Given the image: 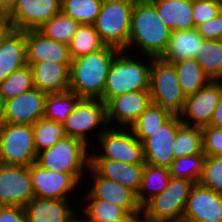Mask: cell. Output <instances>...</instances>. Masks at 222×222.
I'll return each mask as SVG.
<instances>
[{
  "mask_svg": "<svg viewBox=\"0 0 222 222\" xmlns=\"http://www.w3.org/2000/svg\"><path fill=\"white\" fill-rule=\"evenodd\" d=\"M143 212L129 213L125 218L119 220L118 222H142L144 217L140 218Z\"/></svg>",
  "mask_w": 222,
  "mask_h": 222,
  "instance_id": "47",
  "label": "cell"
},
{
  "mask_svg": "<svg viewBox=\"0 0 222 222\" xmlns=\"http://www.w3.org/2000/svg\"><path fill=\"white\" fill-rule=\"evenodd\" d=\"M198 183L222 194V158L220 156H206L203 172Z\"/></svg>",
  "mask_w": 222,
  "mask_h": 222,
  "instance_id": "40",
  "label": "cell"
},
{
  "mask_svg": "<svg viewBox=\"0 0 222 222\" xmlns=\"http://www.w3.org/2000/svg\"><path fill=\"white\" fill-rule=\"evenodd\" d=\"M81 99L70 90L47 94L43 118L64 124Z\"/></svg>",
  "mask_w": 222,
  "mask_h": 222,
  "instance_id": "29",
  "label": "cell"
},
{
  "mask_svg": "<svg viewBox=\"0 0 222 222\" xmlns=\"http://www.w3.org/2000/svg\"><path fill=\"white\" fill-rule=\"evenodd\" d=\"M157 15L171 31L195 28L193 21V0H150Z\"/></svg>",
  "mask_w": 222,
  "mask_h": 222,
  "instance_id": "25",
  "label": "cell"
},
{
  "mask_svg": "<svg viewBox=\"0 0 222 222\" xmlns=\"http://www.w3.org/2000/svg\"><path fill=\"white\" fill-rule=\"evenodd\" d=\"M34 143L37 153L51 148L66 137L63 124L46 118L33 124Z\"/></svg>",
  "mask_w": 222,
  "mask_h": 222,
  "instance_id": "38",
  "label": "cell"
},
{
  "mask_svg": "<svg viewBox=\"0 0 222 222\" xmlns=\"http://www.w3.org/2000/svg\"><path fill=\"white\" fill-rule=\"evenodd\" d=\"M101 125L108 127L106 104L100 99H81L63 124L66 137L80 139L88 145V133Z\"/></svg>",
  "mask_w": 222,
  "mask_h": 222,
  "instance_id": "10",
  "label": "cell"
},
{
  "mask_svg": "<svg viewBox=\"0 0 222 222\" xmlns=\"http://www.w3.org/2000/svg\"><path fill=\"white\" fill-rule=\"evenodd\" d=\"M5 105L6 100L0 93V127L5 123Z\"/></svg>",
  "mask_w": 222,
  "mask_h": 222,
  "instance_id": "49",
  "label": "cell"
},
{
  "mask_svg": "<svg viewBox=\"0 0 222 222\" xmlns=\"http://www.w3.org/2000/svg\"><path fill=\"white\" fill-rule=\"evenodd\" d=\"M0 222H27L24 208L17 206H0Z\"/></svg>",
  "mask_w": 222,
  "mask_h": 222,
  "instance_id": "44",
  "label": "cell"
},
{
  "mask_svg": "<svg viewBox=\"0 0 222 222\" xmlns=\"http://www.w3.org/2000/svg\"><path fill=\"white\" fill-rule=\"evenodd\" d=\"M211 81H222V43L204 40L194 58Z\"/></svg>",
  "mask_w": 222,
  "mask_h": 222,
  "instance_id": "31",
  "label": "cell"
},
{
  "mask_svg": "<svg viewBox=\"0 0 222 222\" xmlns=\"http://www.w3.org/2000/svg\"><path fill=\"white\" fill-rule=\"evenodd\" d=\"M151 103L150 90L132 91L113 97L106 103L107 123L112 127L115 120L120 127L129 128Z\"/></svg>",
  "mask_w": 222,
  "mask_h": 222,
  "instance_id": "17",
  "label": "cell"
},
{
  "mask_svg": "<svg viewBox=\"0 0 222 222\" xmlns=\"http://www.w3.org/2000/svg\"><path fill=\"white\" fill-rule=\"evenodd\" d=\"M90 167L99 176L120 183L136 194L140 188L144 164H128L110 159H90Z\"/></svg>",
  "mask_w": 222,
  "mask_h": 222,
  "instance_id": "21",
  "label": "cell"
},
{
  "mask_svg": "<svg viewBox=\"0 0 222 222\" xmlns=\"http://www.w3.org/2000/svg\"><path fill=\"white\" fill-rule=\"evenodd\" d=\"M33 88V73L29 64L19 68L0 83V93L5 100L14 98Z\"/></svg>",
  "mask_w": 222,
  "mask_h": 222,
  "instance_id": "39",
  "label": "cell"
},
{
  "mask_svg": "<svg viewBox=\"0 0 222 222\" xmlns=\"http://www.w3.org/2000/svg\"><path fill=\"white\" fill-rule=\"evenodd\" d=\"M61 5V0H17L8 16L15 30H37L61 12Z\"/></svg>",
  "mask_w": 222,
  "mask_h": 222,
  "instance_id": "14",
  "label": "cell"
},
{
  "mask_svg": "<svg viewBox=\"0 0 222 222\" xmlns=\"http://www.w3.org/2000/svg\"><path fill=\"white\" fill-rule=\"evenodd\" d=\"M86 200L83 212L87 218H79V222H118L128 215L122 207L110 202L95 197H86Z\"/></svg>",
  "mask_w": 222,
  "mask_h": 222,
  "instance_id": "32",
  "label": "cell"
},
{
  "mask_svg": "<svg viewBox=\"0 0 222 222\" xmlns=\"http://www.w3.org/2000/svg\"><path fill=\"white\" fill-rule=\"evenodd\" d=\"M121 50L115 56L108 70L102 101L106 104L111 98L127 92L150 89V65L137 61ZM142 62V63H141Z\"/></svg>",
  "mask_w": 222,
  "mask_h": 222,
  "instance_id": "3",
  "label": "cell"
},
{
  "mask_svg": "<svg viewBox=\"0 0 222 222\" xmlns=\"http://www.w3.org/2000/svg\"><path fill=\"white\" fill-rule=\"evenodd\" d=\"M13 26L8 15H0V41H2L11 31Z\"/></svg>",
  "mask_w": 222,
  "mask_h": 222,
  "instance_id": "45",
  "label": "cell"
},
{
  "mask_svg": "<svg viewBox=\"0 0 222 222\" xmlns=\"http://www.w3.org/2000/svg\"><path fill=\"white\" fill-rule=\"evenodd\" d=\"M17 0H0L1 8L8 14L16 4Z\"/></svg>",
  "mask_w": 222,
  "mask_h": 222,
  "instance_id": "48",
  "label": "cell"
},
{
  "mask_svg": "<svg viewBox=\"0 0 222 222\" xmlns=\"http://www.w3.org/2000/svg\"><path fill=\"white\" fill-rule=\"evenodd\" d=\"M67 200L32 198L24 208L27 222H79Z\"/></svg>",
  "mask_w": 222,
  "mask_h": 222,
  "instance_id": "22",
  "label": "cell"
},
{
  "mask_svg": "<svg viewBox=\"0 0 222 222\" xmlns=\"http://www.w3.org/2000/svg\"><path fill=\"white\" fill-rule=\"evenodd\" d=\"M170 63H172L176 69L182 93L186 97L197 93L211 81L193 58Z\"/></svg>",
  "mask_w": 222,
  "mask_h": 222,
  "instance_id": "27",
  "label": "cell"
},
{
  "mask_svg": "<svg viewBox=\"0 0 222 222\" xmlns=\"http://www.w3.org/2000/svg\"><path fill=\"white\" fill-rule=\"evenodd\" d=\"M33 73L34 88L46 93H60L69 90L71 64L55 62L27 63Z\"/></svg>",
  "mask_w": 222,
  "mask_h": 222,
  "instance_id": "23",
  "label": "cell"
},
{
  "mask_svg": "<svg viewBox=\"0 0 222 222\" xmlns=\"http://www.w3.org/2000/svg\"><path fill=\"white\" fill-rule=\"evenodd\" d=\"M206 154L186 155L174 159L169 167L170 177L198 183L203 172Z\"/></svg>",
  "mask_w": 222,
  "mask_h": 222,
  "instance_id": "37",
  "label": "cell"
},
{
  "mask_svg": "<svg viewBox=\"0 0 222 222\" xmlns=\"http://www.w3.org/2000/svg\"><path fill=\"white\" fill-rule=\"evenodd\" d=\"M201 129L203 152L207 156L222 155V128L205 126Z\"/></svg>",
  "mask_w": 222,
  "mask_h": 222,
  "instance_id": "41",
  "label": "cell"
},
{
  "mask_svg": "<svg viewBox=\"0 0 222 222\" xmlns=\"http://www.w3.org/2000/svg\"><path fill=\"white\" fill-rule=\"evenodd\" d=\"M169 180V168L152 166L145 163L141 185L136 194L138 203L143 206L152 197L163 192ZM145 192L148 194L146 195Z\"/></svg>",
  "mask_w": 222,
  "mask_h": 222,
  "instance_id": "28",
  "label": "cell"
},
{
  "mask_svg": "<svg viewBox=\"0 0 222 222\" xmlns=\"http://www.w3.org/2000/svg\"><path fill=\"white\" fill-rule=\"evenodd\" d=\"M174 158L196 155L203 152L202 129L182 125L178 130L172 148Z\"/></svg>",
  "mask_w": 222,
  "mask_h": 222,
  "instance_id": "35",
  "label": "cell"
},
{
  "mask_svg": "<svg viewBox=\"0 0 222 222\" xmlns=\"http://www.w3.org/2000/svg\"><path fill=\"white\" fill-rule=\"evenodd\" d=\"M135 0H103L94 28L105 45L125 50Z\"/></svg>",
  "mask_w": 222,
  "mask_h": 222,
  "instance_id": "5",
  "label": "cell"
},
{
  "mask_svg": "<svg viewBox=\"0 0 222 222\" xmlns=\"http://www.w3.org/2000/svg\"><path fill=\"white\" fill-rule=\"evenodd\" d=\"M108 126L99 132V144L103 152L91 153L90 159H110L128 164H145L143 144L134 136L130 128L113 129ZM129 130V131H128ZM96 153V155H95Z\"/></svg>",
  "mask_w": 222,
  "mask_h": 222,
  "instance_id": "9",
  "label": "cell"
},
{
  "mask_svg": "<svg viewBox=\"0 0 222 222\" xmlns=\"http://www.w3.org/2000/svg\"><path fill=\"white\" fill-rule=\"evenodd\" d=\"M192 15L195 28L213 19L219 15L217 0H193Z\"/></svg>",
  "mask_w": 222,
  "mask_h": 222,
  "instance_id": "42",
  "label": "cell"
},
{
  "mask_svg": "<svg viewBox=\"0 0 222 222\" xmlns=\"http://www.w3.org/2000/svg\"><path fill=\"white\" fill-rule=\"evenodd\" d=\"M219 15L222 17V0H217Z\"/></svg>",
  "mask_w": 222,
  "mask_h": 222,
  "instance_id": "50",
  "label": "cell"
},
{
  "mask_svg": "<svg viewBox=\"0 0 222 222\" xmlns=\"http://www.w3.org/2000/svg\"><path fill=\"white\" fill-rule=\"evenodd\" d=\"M183 125L180 115L173 114L158 129L152 132L143 144L145 163L169 168L175 159L172 151L177 130Z\"/></svg>",
  "mask_w": 222,
  "mask_h": 222,
  "instance_id": "12",
  "label": "cell"
},
{
  "mask_svg": "<svg viewBox=\"0 0 222 222\" xmlns=\"http://www.w3.org/2000/svg\"><path fill=\"white\" fill-rule=\"evenodd\" d=\"M148 58L151 60L149 90L152 103L179 115L186 96L182 93L174 65L161 58Z\"/></svg>",
  "mask_w": 222,
  "mask_h": 222,
  "instance_id": "7",
  "label": "cell"
},
{
  "mask_svg": "<svg viewBox=\"0 0 222 222\" xmlns=\"http://www.w3.org/2000/svg\"><path fill=\"white\" fill-rule=\"evenodd\" d=\"M182 222H222V194L195 183L190 190Z\"/></svg>",
  "mask_w": 222,
  "mask_h": 222,
  "instance_id": "16",
  "label": "cell"
},
{
  "mask_svg": "<svg viewBox=\"0 0 222 222\" xmlns=\"http://www.w3.org/2000/svg\"><path fill=\"white\" fill-rule=\"evenodd\" d=\"M29 174L34 197L42 199H68V193L80 184L72 174L47 170L36 163L29 166Z\"/></svg>",
  "mask_w": 222,
  "mask_h": 222,
  "instance_id": "15",
  "label": "cell"
},
{
  "mask_svg": "<svg viewBox=\"0 0 222 222\" xmlns=\"http://www.w3.org/2000/svg\"><path fill=\"white\" fill-rule=\"evenodd\" d=\"M26 64V31L13 29L0 41V83Z\"/></svg>",
  "mask_w": 222,
  "mask_h": 222,
  "instance_id": "24",
  "label": "cell"
},
{
  "mask_svg": "<svg viewBox=\"0 0 222 222\" xmlns=\"http://www.w3.org/2000/svg\"><path fill=\"white\" fill-rule=\"evenodd\" d=\"M47 94L33 88L6 100L5 123L33 125L43 118Z\"/></svg>",
  "mask_w": 222,
  "mask_h": 222,
  "instance_id": "18",
  "label": "cell"
},
{
  "mask_svg": "<svg viewBox=\"0 0 222 222\" xmlns=\"http://www.w3.org/2000/svg\"><path fill=\"white\" fill-rule=\"evenodd\" d=\"M171 29L159 18L150 0H135L131 16L129 42L124 50L137 46L146 56L160 58L166 51Z\"/></svg>",
  "mask_w": 222,
  "mask_h": 222,
  "instance_id": "2",
  "label": "cell"
},
{
  "mask_svg": "<svg viewBox=\"0 0 222 222\" xmlns=\"http://www.w3.org/2000/svg\"><path fill=\"white\" fill-rule=\"evenodd\" d=\"M204 40L196 28L171 31L166 51L160 58L166 62L194 59Z\"/></svg>",
  "mask_w": 222,
  "mask_h": 222,
  "instance_id": "26",
  "label": "cell"
},
{
  "mask_svg": "<svg viewBox=\"0 0 222 222\" xmlns=\"http://www.w3.org/2000/svg\"><path fill=\"white\" fill-rule=\"evenodd\" d=\"M221 94L222 81H210L197 93L187 96L183 111L179 114L183 124L200 128L210 126Z\"/></svg>",
  "mask_w": 222,
  "mask_h": 222,
  "instance_id": "13",
  "label": "cell"
},
{
  "mask_svg": "<svg viewBox=\"0 0 222 222\" xmlns=\"http://www.w3.org/2000/svg\"><path fill=\"white\" fill-rule=\"evenodd\" d=\"M196 30L205 40H220L222 36V17L217 15L213 19L198 25Z\"/></svg>",
  "mask_w": 222,
  "mask_h": 222,
  "instance_id": "43",
  "label": "cell"
},
{
  "mask_svg": "<svg viewBox=\"0 0 222 222\" xmlns=\"http://www.w3.org/2000/svg\"><path fill=\"white\" fill-rule=\"evenodd\" d=\"M61 11L83 25H93L103 0H61Z\"/></svg>",
  "mask_w": 222,
  "mask_h": 222,
  "instance_id": "36",
  "label": "cell"
},
{
  "mask_svg": "<svg viewBox=\"0 0 222 222\" xmlns=\"http://www.w3.org/2000/svg\"><path fill=\"white\" fill-rule=\"evenodd\" d=\"M210 126L222 128V94L219 99V103L213 112Z\"/></svg>",
  "mask_w": 222,
  "mask_h": 222,
  "instance_id": "46",
  "label": "cell"
},
{
  "mask_svg": "<svg viewBox=\"0 0 222 222\" xmlns=\"http://www.w3.org/2000/svg\"><path fill=\"white\" fill-rule=\"evenodd\" d=\"M102 42L94 25L80 24L73 38L68 44L69 53L72 59L85 56L103 48Z\"/></svg>",
  "mask_w": 222,
  "mask_h": 222,
  "instance_id": "33",
  "label": "cell"
},
{
  "mask_svg": "<svg viewBox=\"0 0 222 222\" xmlns=\"http://www.w3.org/2000/svg\"><path fill=\"white\" fill-rule=\"evenodd\" d=\"M120 50L105 45L100 50L72 59L69 72V90L82 99L102 100L111 62Z\"/></svg>",
  "mask_w": 222,
  "mask_h": 222,
  "instance_id": "1",
  "label": "cell"
},
{
  "mask_svg": "<svg viewBox=\"0 0 222 222\" xmlns=\"http://www.w3.org/2000/svg\"><path fill=\"white\" fill-rule=\"evenodd\" d=\"M88 169L92 172L93 184L86 197H95L110 202L122 207L128 214L142 212V206L138 203L136 193L133 190L99 176L91 167Z\"/></svg>",
  "mask_w": 222,
  "mask_h": 222,
  "instance_id": "19",
  "label": "cell"
},
{
  "mask_svg": "<svg viewBox=\"0 0 222 222\" xmlns=\"http://www.w3.org/2000/svg\"><path fill=\"white\" fill-rule=\"evenodd\" d=\"M0 15H8L0 6Z\"/></svg>",
  "mask_w": 222,
  "mask_h": 222,
  "instance_id": "51",
  "label": "cell"
},
{
  "mask_svg": "<svg viewBox=\"0 0 222 222\" xmlns=\"http://www.w3.org/2000/svg\"><path fill=\"white\" fill-rule=\"evenodd\" d=\"M194 183L170 177L163 192L142 206L143 217L151 222H182L187 199Z\"/></svg>",
  "mask_w": 222,
  "mask_h": 222,
  "instance_id": "6",
  "label": "cell"
},
{
  "mask_svg": "<svg viewBox=\"0 0 222 222\" xmlns=\"http://www.w3.org/2000/svg\"><path fill=\"white\" fill-rule=\"evenodd\" d=\"M88 146L80 139L65 137L51 148L38 152L36 164L47 170L72 174L81 183L84 169L90 167Z\"/></svg>",
  "mask_w": 222,
  "mask_h": 222,
  "instance_id": "4",
  "label": "cell"
},
{
  "mask_svg": "<svg viewBox=\"0 0 222 222\" xmlns=\"http://www.w3.org/2000/svg\"><path fill=\"white\" fill-rule=\"evenodd\" d=\"M34 198L29 166L0 163V206L25 208Z\"/></svg>",
  "mask_w": 222,
  "mask_h": 222,
  "instance_id": "11",
  "label": "cell"
},
{
  "mask_svg": "<svg viewBox=\"0 0 222 222\" xmlns=\"http://www.w3.org/2000/svg\"><path fill=\"white\" fill-rule=\"evenodd\" d=\"M79 26V22L74 21L61 11L43 23L37 30L49 39L68 45Z\"/></svg>",
  "mask_w": 222,
  "mask_h": 222,
  "instance_id": "34",
  "label": "cell"
},
{
  "mask_svg": "<svg viewBox=\"0 0 222 222\" xmlns=\"http://www.w3.org/2000/svg\"><path fill=\"white\" fill-rule=\"evenodd\" d=\"M27 63L71 64L68 45L45 37L38 30L26 31Z\"/></svg>",
  "mask_w": 222,
  "mask_h": 222,
  "instance_id": "20",
  "label": "cell"
},
{
  "mask_svg": "<svg viewBox=\"0 0 222 222\" xmlns=\"http://www.w3.org/2000/svg\"><path fill=\"white\" fill-rule=\"evenodd\" d=\"M36 159L33 125L4 123L0 127V163L30 166Z\"/></svg>",
  "mask_w": 222,
  "mask_h": 222,
  "instance_id": "8",
  "label": "cell"
},
{
  "mask_svg": "<svg viewBox=\"0 0 222 222\" xmlns=\"http://www.w3.org/2000/svg\"><path fill=\"white\" fill-rule=\"evenodd\" d=\"M172 115L169 110L151 103L129 128L134 136L143 143Z\"/></svg>",
  "mask_w": 222,
  "mask_h": 222,
  "instance_id": "30",
  "label": "cell"
}]
</instances>
